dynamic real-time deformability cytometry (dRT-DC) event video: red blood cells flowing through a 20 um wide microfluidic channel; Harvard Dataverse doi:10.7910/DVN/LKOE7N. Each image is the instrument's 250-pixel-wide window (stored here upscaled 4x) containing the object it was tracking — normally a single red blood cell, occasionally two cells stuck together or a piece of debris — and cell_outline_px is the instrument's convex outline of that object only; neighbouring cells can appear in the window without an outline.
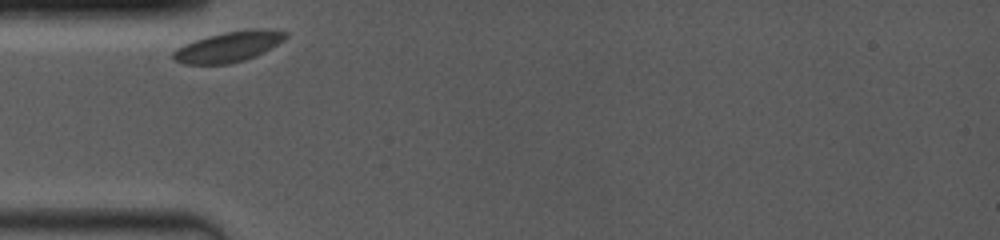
{"species": "common noctule bat (a hibernating species)", "species_latin": "Nyctalus noctula", "temperature_condition": "room temperature", "stored_images_in_passage": 8, "segment_of_instrument_passage": [1, 2], "camera_frame_rate_fps": 4000, "um_per_image_px": 0.085, "animal": {"sex": "female", "body_mass_g": 19.0, "forearm_length_mm": 53.3}, "frame": {"image": 1, "passage_image": 1, "time_ms": 0.0, "image_size_px": [1000, 240], "cell_outline_px": [[288, 36], [284, 40], [264, 52], [256, 56], [244, 60], [228, 64], [184, 64], [176, 60], [172, 56], [172, 52], [176, 48], [184, 44], [208, 36], [224, 32], [252, 28], [260, 28], [288, 32]], "centroid_in_image_um": [19.45, 3.96], "position_along_channel_um": 65.5, "area_um2": 19.94}}
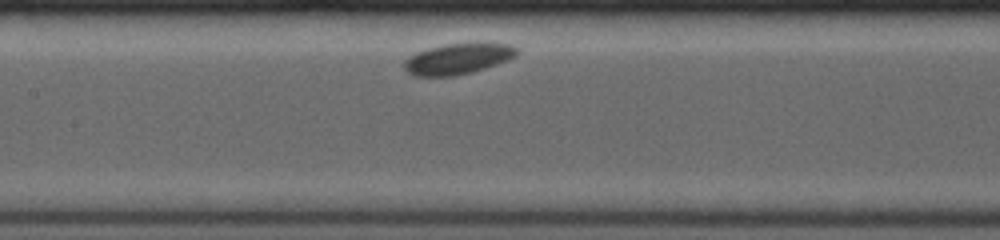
{"frame": {"image": 2, "passage_image": 5, "time_ms": 3.0, "image_size_px": [1000, 240], "cell_outline_px": [[520, 52], [516, 56], [508, 60], [472, 72], [456, 76], [412, 76], [404, 68], [404, 60], [408, 56], [416, 52], [428, 48], [444, 44], [484, 40], [512, 44]], "centroid_in_image_um": [38.97, 4.95], "position_along_channel_um": 168.4, "area_um2": 21.1}}
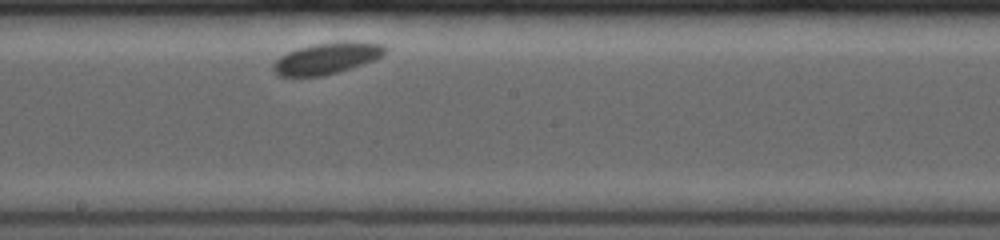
{"frame": {"image": 3, "passage_image": 7, "time_ms": 4.5, "image_size_px": [1000, 240], "cell_outline_px": [[388, 48], [380, 56], [372, 60], [324, 76], [280, 76], [272, 72], [272, 64], [280, 56], [296, 48], [312, 44], [384, 44]], "centroid_in_image_um": [27.63, 5.0], "position_along_channel_um": 220.6, "area_um2": 19.36}}